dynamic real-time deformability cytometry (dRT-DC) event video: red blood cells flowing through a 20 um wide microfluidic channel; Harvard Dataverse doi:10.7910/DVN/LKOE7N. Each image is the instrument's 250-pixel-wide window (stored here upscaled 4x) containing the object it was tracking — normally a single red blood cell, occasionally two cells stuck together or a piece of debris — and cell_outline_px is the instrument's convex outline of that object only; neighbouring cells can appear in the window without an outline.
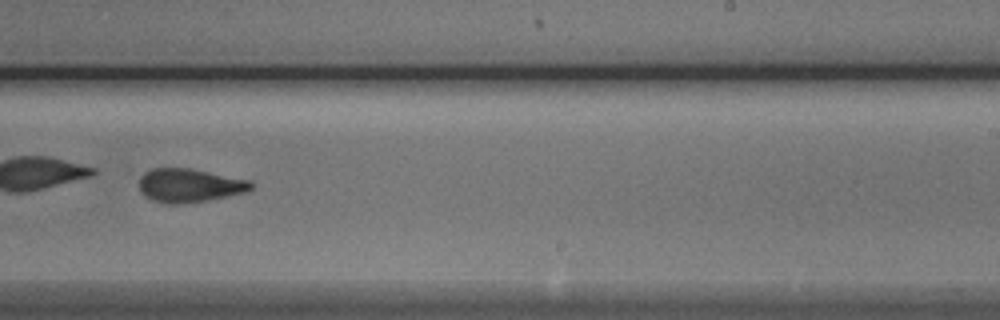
{"species": "Egyptian fruit bat (a non-hibernating species)", "species_latin": "Rousettus aegyptiacus", "temperature_condition": "cold", "stored_images_in_passage": 45, "camera_frame_rate_fps": 3000, "um_per_image_px": 0.085, "animal": {"sex": "male"}, "frame": {"image": 1, "passage_image": 32, "time_ms": 10.333, "image_size_px": [1000, 320], "cell_outline_px": [[252, 188], [244, 192], [208, 200], [184, 204], [168, 204], [152, 200], [144, 196], [140, 192], [140, 176], [144, 172], [152, 168], [192, 168], [248, 180], [252, 184]], "centroid_in_image_um": [16.04, 15.76], "position_along_channel_um": 273.0, "area_um2": 21.91}}